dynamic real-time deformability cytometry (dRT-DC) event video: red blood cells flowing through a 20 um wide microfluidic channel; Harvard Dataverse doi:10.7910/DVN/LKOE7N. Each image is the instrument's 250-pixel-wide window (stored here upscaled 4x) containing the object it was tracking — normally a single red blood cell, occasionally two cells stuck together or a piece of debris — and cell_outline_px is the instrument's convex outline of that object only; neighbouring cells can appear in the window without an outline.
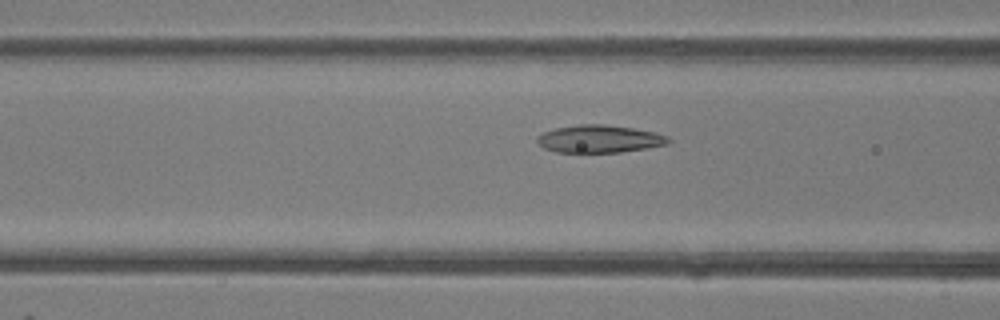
{"species": "common noctule bat (a hibernating species)", "species_latin": "Nyctalus noctula", "temperature_condition": "room temperature", "stored_images_in_passage": 34, "camera_frame_rate_fps": 3000, "um_per_image_px": 0.085, "animal": {"sex": "female"}, "frame": {"image": 1, "passage_image": 5, "time_ms": 1.333, "image_size_px": [1000, 320], "cell_outline_px": [[672, 140], [668, 144], [648, 148], [620, 152], [556, 152], [544, 148], [536, 140], [536, 136], [544, 132], [556, 128], [576, 124], [604, 124], [632, 128], [656, 132], [668, 136]], "centroid_in_image_um": [50.97, 11.8], "position_along_channel_um": 115.6, "area_um2": 21.21}}
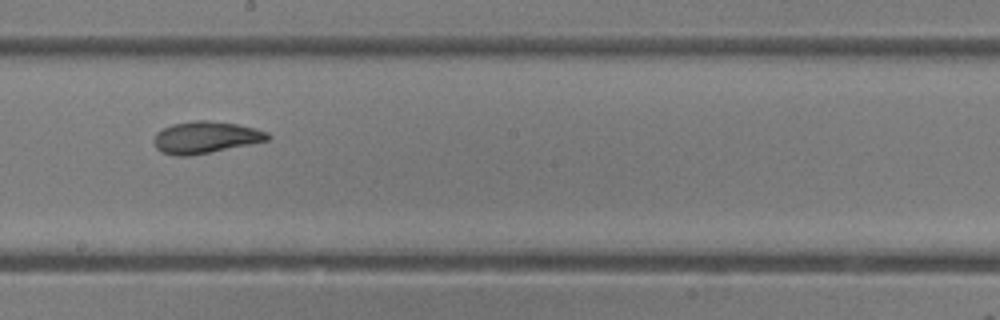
{"frame": {"image": 2, "passage_image": 13, "time_ms": 4.0, "image_size_px": [1000, 320], "cell_outline_px": [[272, 136], [268, 140], [188, 156], [176, 156], [160, 152], [156, 148], [152, 140], [156, 132], [172, 124], [196, 120], [208, 120], [236, 124], [256, 128], [268, 132]], "centroid_in_image_um": [17.43, 11.67], "position_along_channel_um": 230.8, "area_um2": 21.04}}
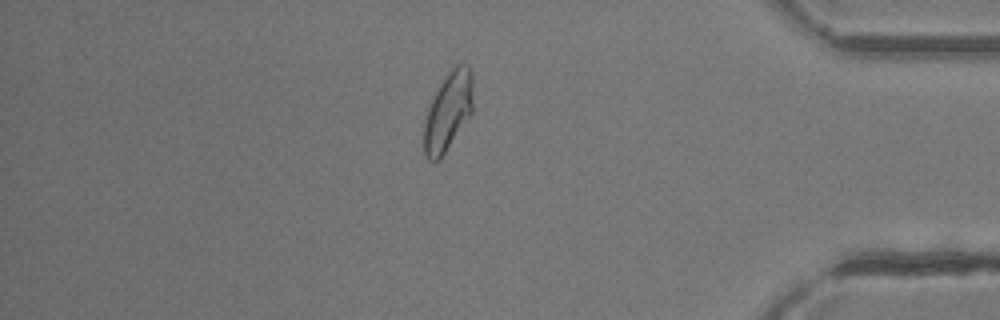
{"frame": {"image": 3, "passage_image": 27, "time_ms": 8.667, "image_size_px": [1000, 320], "cell_outline_px": [[472, 112], [440, 160], [428, 160], [424, 156], [424, 120], [428, 108], [436, 88], [444, 76], [456, 64], [468, 64], [472, 72]], "centroid_in_image_um": [38.07, 9.45], "position_along_channel_um": 397.1, "area_um2": 22.6}, "authors_computed_cell_mechanics": {"area_um2": 21.2415, "velocity_mm_per_s": 4.3072, "shape_relaxation_time_tau1_ms": 5.5309, "shape_relaxation_time_tau2_ms": 1.4075, "deformation_change_tau1": 0.1827, "deformation_change_tau2": 0.0694}}